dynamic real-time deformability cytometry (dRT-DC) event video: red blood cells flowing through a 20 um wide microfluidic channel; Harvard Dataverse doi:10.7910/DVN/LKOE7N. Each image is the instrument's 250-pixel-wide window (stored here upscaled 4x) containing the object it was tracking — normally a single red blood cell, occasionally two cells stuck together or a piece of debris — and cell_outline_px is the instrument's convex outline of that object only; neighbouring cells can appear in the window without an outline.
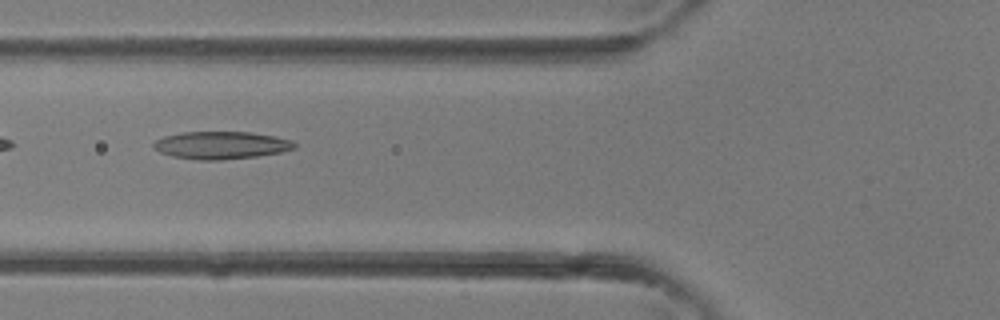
{"species": "common noctule bat (a hibernating species)", "species_latin": "Nyctalus noctula", "temperature_condition": "room temperature", "stored_images_in_passage": 3, "camera_frame_rate_fps": 3000, "um_per_image_px": 0.085, "animal": {"sex": "female"}, "frame": {"image": 1, "passage_image": 3, "time_ms": 0.667, "image_size_px": [1000, 320], "cell_outline_px": [[296, 148], [280, 152], [256, 156], [220, 160], [200, 160], [172, 156], [160, 152], [152, 148], [152, 144], [156, 140], [164, 136], [180, 132], [248, 132], [276, 136], [292, 140], [296, 144]], "centroid_in_image_um": [18.78, 12.34], "position_along_channel_um": 107.0, "area_um2": 22.66}}